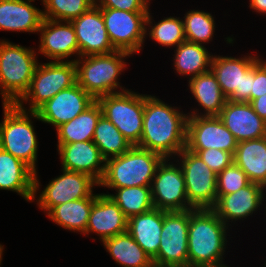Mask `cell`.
Listing matches in <instances>:
<instances>
[{
	"label": "cell",
	"mask_w": 266,
	"mask_h": 267,
	"mask_svg": "<svg viewBox=\"0 0 266 267\" xmlns=\"http://www.w3.org/2000/svg\"><path fill=\"white\" fill-rule=\"evenodd\" d=\"M93 5L90 0H45L42 14L44 19L71 21Z\"/></svg>",
	"instance_id": "obj_36"
},
{
	"label": "cell",
	"mask_w": 266,
	"mask_h": 267,
	"mask_svg": "<svg viewBox=\"0 0 266 267\" xmlns=\"http://www.w3.org/2000/svg\"><path fill=\"white\" fill-rule=\"evenodd\" d=\"M96 100L78 83L61 90L35 112L39 121L51 124L56 129L84 112Z\"/></svg>",
	"instance_id": "obj_16"
},
{
	"label": "cell",
	"mask_w": 266,
	"mask_h": 267,
	"mask_svg": "<svg viewBox=\"0 0 266 267\" xmlns=\"http://www.w3.org/2000/svg\"><path fill=\"white\" fill-rule=\"evenodd\" d=\"M189 210H163L160 246L153 264L167 267H188Z\"/></svg>",
	"instance_id": "obj_11"
},
{
	"label": "cell",
	"mask_w": 266,
	"mask_h": 267,
	"mask_svg": "<svg viewBox=\"0 0 266 267\" xmlns=\"http://www.w3.org/2000/svg\"><path fill=\"white\" fill-rule=\"evenodd\" d=\"M3 246H4V245H1V244H0V265H1V263H2V259H3V258H2V255H3V252H4V251H3V249H4Z\"/></svg>",
	"instance_id": "obj_44"
},
{
	"label": "cell",
	"mask_w": 266,
	"mask_h": 267,
	"mask_svg": "<svg viewBox=\"0 0 266 267\" xmlns=\"http://www.w3.org/2000/svg\"><path fill=\"white\" fill-rule=\"evenodd\" d=\"M61 167L67 171L84 173L98 183L103 177L106 160L93 141H78L69 144H57Z\"/></svg>",
	"instance_id": "obj_20"
},
{
	"label": "cell",
	"mask_w": 266,
	"mask_h": 267,
	"mask_svg": "<svg viewBox=\"0 0 266 267\" xmlns=\"http://www.w3.org/2000/svg\"><path fill=\"white\" fill-rule=\"evenodd\" d=\"M150 267H167V266H159V265H156V264H152Z\"/></svg>",
	"instance_id": "obj_45"
},
{
	"label": "cell",
	"mask_w": 266,
	"mask_h": 267,
	"mask_svg": "<svg viewBox=\"0 0 266 267\" xmlns=\"http://www.w3.org/2000/svg\"><path fill=\"white\" fill-rule=\"evenodd\" d=\"M131 55L129 52L116 50L109 54L88 55L74 59L77 67V83L95 100L104 95L129 90L122 88L118 77L126 69L125 59Z\"/></svg>",
	"instance_id": "obj_5"
},
{
	"label": "cell",
	"mask_w": 266,
	"mask_h": 267,
	"mask_svg": "<svg viewBox=\"0 0 266 267\" xmlns=\"http://www.w3.org/2000/svg\"><path fill=\"white\" fill-rule=\"evenodd\" d=\"M0 190L18 193L27 202L34 198V171L0 148Z\"/></svg>",
	"instance_id": "obj_24"
},
{
	"label": "cell",
	"mask_w": 266,
	"mask_h": 267,
	"mask_svg": "<svg viewBox=\"0 0 266 267\" xmlns=\"http://www.w3.org/2000/svg\"><path fill=\"white\" fill-rule=\"evenodd\" d=\"M164 158L159 164L151 183V194L154 208L171 211L194 209L186 195V185L179 163L169 162Z\"/></svg>",
	"instance_id": "obj_13"
},
{
	"label": "cell",
	"mask_w": 266,
	"mask_h": 267,
	"mask_svg": "<svg viewBox=\"0 0 266 267\" xmlns=\"http://www.w3.org/2000/svg\"><path fill=\"white\" fill-rule=\"evenodd\" d=\"M112 46L116 50L140 52L146 39L148 12H128L113 8H100Z\"/></svg>",
	"instance_id": "obj_12"
},
{
	"label": "cell",
	"mask_w": 266,
	"mask_h": 267,
	"mask_svg": "<svg viewBox=\"0 0 266 267\" xmlns=\"http://www.w3.org/2000/svg\"><path fill=\"white\" fill-rule=\"evenodd\" d=\"M163 210L153 208L128 219L127 232L153 259L160 246Z\"/></svg>",
	"instance_id": "obj_26"
},
{
	"label": "cell",
	"mask_w": 266,
	"mask_h": 267,
	"mask_svg": "<svg viewBox=\"0 0 266 267\" xmlns=\"http://www.w3.org/2000/svg\"><path fill=\"white\" fill-rule=\"evenodd\" d=\"M218 117L238 143L266 136V122L255 113L249 102L227 100Z\"/></svg>",
	"instance_id": "obj_21"
},
{
	"label": "cell",
	"mask_w": 266,
	"mask_h": 267,
	"mask_svg": "<svg viewBox=\"0 0 266 267\" xmlns=\"http://www.w3.org/2000/svg\"><path fill=\"white\" fill-rule=\"evenodd\" d=\"M265 193L266 188L264 186L250 182L237 192L221 196L212 210L230 227V222L247 219L261 206H265L262 204L266 199Z\"/></svg>",
	"instance_id": "obj_19"
},
{
	"label": "cell",
	"mask_w": 266,
	"mask_h": 267,
	"mask_svg": "<svg viewBox=\"0 0 266 267\" xmlns=\"http://www.w3.org/2000/svg\"><path fill=\"white\" fill-rule=\"evenodd\" d=\"M95 6L128 12H148L150 0H97Z\"/></svg>",
	"instance_id": "obj_39"
},
{
	"label": "cell",
	"mask_w": 266,
	"mask_h": 267,
	"mask_svg": "<svg viewBox=\"0 0 266 267\" xmlns=\"http://www.w3.org/2000/svg\"><path fill=\"white\" fill-rule=\"evenodd\" d=\"M183 19L186 41L202 45L212 41L216 23L211 13L191 10L185 14Z\"/></svg>",
	"instance_id": "obj_35"
},
{
	"label": "cell",
	"mask_w": 266,
	"mask_h": 267,
	"mask_svg": "<svg viewBox=\"0 0 266 267\" xmlns=\"http://www.w3.org/2000/svg\"><path fill=\"white\" fill-rule=\"evenodd\" d=\"M71 23L77 37L79 57L116 51L109 40L99 7L93 5L88 11L72 19Z\"/></svg>",
	"instance_id": "obj_18"
},
{
	"label": "cell",
	"mask_w": 266,
	"mask_h": 267,
	"mask_svg": "<svg viewBox=\"0 0 266 267\" xmlns=\"http://www.w3.org/2000/svg\"><path fill=\"white\" fill-rule=\"evenodd\" d=\"M40 44L37 52L51 61H74L67 58L72 55L79 58V47L74 26L71 21L43 19L40 29Z\"/></svg>",
	"instance_id": "obj_17"
},
{
	"label": "cell",
	"mask_w": 266,
	"mask_h": 267,
	"mask_svg": "<svg viewBox=\"0 0 266 267\" xmlns=\"http://www.w3.org/2000/svg\"><path fill=\"white\" fill-rule=\"evenodd\" d=\"M249 183L244 171L232 162L217 175V200L223 195L237 192Z\"/></svg>",
	"instance_id": "obj_37"
},
{
	"label": "cell",
	"mask_w": 266,
	"mask_h": 267,
	"mask_svg": "<svg viewBox=\"0 0 266 267\" xmlns=\"http://www.w3.org/2000/svg\"><path fill=\"white\" fill-rule=\"evenodd\" d=\"M32 0H0V30L37 33L43 21L42 10Z\"/></svg>",
	"instance_id": "obj_23"
},
{
	"label": "cell",
	"mask_w": 266,
	"mask_h": 267,
	"mask_svg": "<svg viewBox=\"0 0 266 267\" xmlns=\"http://www.w3.org/2000/svg\"><path fill=\"white\" fill-rule=\"evenodd\" d=\"M95 199L96 197H88L57 205L47 216L52 222L65 230L84 234Z\"/></svg>",
	"instance_id": "obj_31"
},
{
	"label": "cell",
	"mask_w": 266,
	"mask_h": 267,
	"mask_svg": "<svg viewBox=\"0 0 266 267\" xmlns=\"http://www.w3.org/2000/svg\"><path fill=\"white\" fill-rule=\"evenodd\" d=\"M255 113L266 122V95L249 102Z\"/></svg>",
	"instance_id": "obj_41"
},
{
	"label": "cell",
	"mask_w": 266,
	"mask_h": 267,
	"mask_svg": "<svg viewBox=\"0 0 266 267\" xmlns=\"http://www.w3.org/2000/svg\"><path fill=\"white\" fill-rule=\"evenodd\" d=\"M94 5L97 3V0H90Z\"/></svg>",
	"instance_id": "obj_46"
},
{
	"label": "cell",
	"mask_w": 266,
	"mask_h": 267,
	"mask_svg": "<svg viewBox=\"0 0 266 267\" xmlns=\"http://www.w3.org/2000/svg\"><path fill=\"white\" fill-rule=\"evenodd\" d=\"M128 218L106 193L96 194L86 231L98 234L100 241L127 232Z\"/></svg>",
	"instance_id": "obj_22"
},
{
	"label": "cell",
	"mask_w": 266,
	"mask_h": 267,
	"mask_svg": "<svg viewBox=\"0 0 266 267\" xmlns=\"http://www.w3.org/2000/svg\"><path fill=\"white\" fill-rule=\"evenodd\" d=\"M93 143L99 148L105 160L122 155L132 147L131 143L104 115L100 117L95 128Z\"/></svg>",
	"instance_id": "obj_32"
},
{
	"label": "cell",
	"mask_w": 266,
	"mask_h": 267,
	"mask_svg": "<svg viewBox=\"0 0 266 267\" xmlns=\"http://www.w3.org/2000/svg\"><path fill=\"white\" fill-rule=\"evenodd\" d=\"M115 190L108 195L129 219L154 208L150 186L108 188Z\"/></svg>",
	"instance_id": "obj_33"
},
{
	"label": "cell",
	"mask_w": 266,
	"mask_h": 267,
	"mask_svg": "<svg viewBox=\"0 0 266 267\" xmlns=\"http://www.w3.org/2000/svg\"><path fill=\"white\" fill-rule=\"evenodd\" d=\"M195 267H229V266H227L226 264L221 262L218 264L199 265V266H195Z\"/></svg>",
	"instance_id": "obj_43"
},
{
	"label": "cell",
	"mask_w": 266,
	"mask_h": 267,
	"mask_svg": "<svg viewBox=\"0 0 266 267\" xmlns=\"http://www.w3.org/2000/svg\"><path fill=\"white\" fill-rule=\"evenodd\" d=\"M191 152L196 153L217 175L233 162V155L220 149L210 148Z\"/></svg>",
	"instance_id": "obj_38"
},
{
	"label": "cell",
	"mask_w": 266,
	"mask_h": 267,
	"mask_svg": "<svg viewBox=\"0 0 266 267\" xmlns=\"http://www.w3.org/2000/svg\"><path fill=\"white\" fill-rule=\"evenodd\" d=\"M0 148L22 160L34 171V195L40 189L37 177L38 139L31 118L39 120L36 112L24 111L16 104H2Z\"/></svg>",
	"instance_id": "obj_3"
},
{
	"label": "cell",
	"mask_w": 266,
	"mask_h": 267,
	"mask_svg": "<svg viewBox=\"0 0 266 267\" xmlns=\"http://www.w3.org/2000/svg\"><path fill=\"white\" fill-rule=\"evenodd\" d=\"M228 228L212 209H190L188 267L223 262Z\"/></svg>",
	"instance_id": "obj_2"
},
{
	"label": "cell",
	"mask_w": 266,
	"mask_h": 267,
	"mask_svg": "<svg viewBox=\"0 0 266 267\" xmlns=\"http://www.w3.org/2000/svg\"><path fill=\"white\" fill-rule=\"evenodd\" d=\"M164 157L137 145L126 153L106 160L98 187L123 188L151 186L156 170Z\"/></svg>",
	"instance_id": "obj_4"
},
{
	"label": "cell",
	"mask_w": 266,
	"mask_h": 267,
	"mask_svg": "<svg viewBox=\"0 0 266 267\" xmlns=\"http://www.w3.org/2000/svg\"><path fill=\"white\" fill-rule=\"evenodd\" d=\"M153 20L149 9L146 17L145 34L147 36L149 34V37L153 41L165 47H177L179 44L186 41L182 18L180 19V17L177 18L173 16L164 17V19L156 22V24L155 22L153 24Z\"/></svg>",
	"instance_id": "obj_34"
},
{
	"label": "cell",
	"mask_w": 266,
	"mask_h": 267,
	"mask_svg": "<svg viewBox=\"0 0 266 267\" xmlns=\"http://www.w3.org/2000/svg\"><path fill=\"white\" fill-rule=\"evenodd\" d=\"M175 49L173 65L180 76L192 78L210 71L213 54L205 45L185 41Z\"/></svg>",
	"instance_id": "obj_30"
},
{
	"label": "cell",
	"mask_w": 266,
	"mask_h": 267,
	"mask_svg": "<svg viewBox=\"0 0 266 267\" xmlns=\"http://www.w3.org/2000/svg\"><path fill=\"white\" fill-rule=\"evenodd\" d=\"M95 186L98 187L99 183L91 176L62 169V175L49 181L38 198L34 195L33 201L36 200L37 206L47 215L57 205L77 199L96 197V194H93Z\"/></svg>",
	"instance_id": "obj_14"
},
{
	"label": "cell",
	"mask_w": 266,
	"mask_h": 267,
	"mask_svg": "<svg viewBox=\"0 0 266 267\" xmlns=\"http://www.w3.org/2000/svg\"><path fill=\"white\" fill-rule=\"evenodd\" d=\"M188 83L191 94L204 112L199 113L198 109H193L188 116H218L225 106L227 97L223 94L212 71L189 78Z\"/></svg>",
	"instance_id": "obj_25"
},
{
	"label": "cell",
	"mask_w": 266,
	"mask_h": 267,
	"mask_svg": "<svg viewBox=\"0 0 266 267\" xmlns=\"http://www.w3.org/2000/svg\"><path fill=\"white\" fill-rule=\"evenodd\" d=\"M187 120L178 107L144 94L143 130L137 146L174 160L186 148Z\"/></svg>",
	"instance_id": "obj_1"
},
{
	"label": "cell",
	"mask_w": 266,
	"mask_h": 267,
	"mask_svg": "<svg viewBox=\"0 0 266 267\" xmlns=\"http://www.w3.org/2000/svg\"><path fill=\"white\" fill-rule=\"evenodd\" d=\"M102 243L106 252L122 267H150L153 264L152 258L128 232L107 238Z\"/></svg>",
	"instance_id": "obj_28"
},
{
	"label": "cell",
	"mask_w": 266,
	"mask_h": 267,
	"mask_svg": "<svg viewBox=\"0 0 266 267\" xmlns=\"http://www.w3.org/2000/svg\"><path fill=\"white\" fill-rule=\"evenodd\" d=\"M102 115L101 105L96 100L84 112L56 129L57 143L69 144L78 141H93L95 128Z\"/></svg>",
	"instance_id": "obj_29"
},
{
	"label": "cell",
	"mask_w": 266,
	"mask_h": 267,
	"mask_svg": "<svg viewBox=\"0 0 266 267\" xmlns=\"http://www.w3.org/2000/svg\"><path fill=\"white\" fill-rule=\"evenodd\" d=\"M103 115L110 120L132 146L138 145L143 130L144 94L126 90L97 99Z\"/></svg>",
	"instance_id": "obj_8"
},
{
	"label": "cell",
	"mask_w": 266,
	"mask_h": 267,
	"mask_svg": "<svg viewBox=\"0 0 266 267\" xmlns=\"http://www.w3.org/2000/svg\"><path fill=\"white\" fill-rule=\"evenodd\" d=\"M36 51L0 40V94L2 104H16L29 89L39 64Z\"/></svg>",
	"instance_id": "obj_6"
},
{
	"label": "cell",
	"mask_w": 266,
	"mask_h": 267,
	"mask_svg": "<svg viewBox=\"0 0 266 267\" xmlns=\"http://www.w3.org/2000/svg\"><path fill=\"white\" fill-rule=\"evenodd\" d=\"M249 7L258 14H266V0H249Z\"/></svg>",
	"instance_id": "obj_42"
},
{
	"label": "cell",
	"mask_w": 266,
	"mask_h": 267,
	"mask_svg": "<svg viewBox=\"0 0 266 267\" xmlns=\"http://www.w3.org/2000/svg\"><path fill=\"white\" fill-rule=\"evenodd\" d=\"M233 162L244 171L250 182L266 188V136L239 142Z\"/></svg>",
	"instance_id": "obj_27"
},
{
	"label": "cell",
	"mask_w": 266,
	"mask_h": 267,
	"mask_svg": "<svg viewBox=\"0 0 266 267\" xmlns=\"http://www.w3.org/2000/svg\"><path fill=\"white\" fill-rule=\"evenodd\" d=\"M176 157L184 175L188 203L194 209H212L217 202V174L186 148Z\"/></svg>",
	"instance_id": "obj_10"
},
{
	"label": "cell",
	"mask_w": 266,
	"mask_h": 267,
	"mask_svg": "<svg viewBox=\"0 0 266 267\" xmlns=\"http://www.w3.org/2000/svg\"><path fill=\"white\" fill-rule=\"evenodd\" d=\"M237 140L218 116H188L186 149H220L234 155Z\"/></svg>",
	"instance_id": "obj_15"
},
{
	"label": "cell",
	"mask_w": 266,
	"mask_h": 267,
	"mask_svg": "<svg viewBox=\"0 0 266 267\" xmlns=\"http://www.w3.org/2000/svg\"><path fill=\"white\" fill-rule=\"evenodd\" d=\"M76 83L77 67L75 61L39 63L31 79L29 89L16 105L24 111L35 112L61 90ZM24 102H26L25 104L29 103V109L23 106Z\"/></svg>",
	"instance_id": "obj_7"
},
{
	"label": "cell",
	"mask_w": 266,
	"mask_h": 267,
	"mask_svg": "<svg viewBox=\"0 0 266 267\" xmlns=\"http://www.w3.org/2000/svg\"><path fill=\"white\" fill-rule=\"evenodd\" d=\"M266 95V61L259 58L254 63V80H252L251 100Z\"/></svg>",
	"instance_id": "obj_40"
},
{
	"label": "cell",
	"mask_w": 266,
	"mask_h": 267,
	"mask_svg": "<svg viewBox=\"0 0 266 267\" xmlns=\"http://www.w3.org/2000/svg\"><path fill=\"white\" fill-rule=\"evenodd\" d=\"M249 55L242 58L213 55L210 70L229 101L241 103L251 101L254 63L259 56Z\"/></svg>",
	"instance_id": "obj_9"
}]
</instances>
